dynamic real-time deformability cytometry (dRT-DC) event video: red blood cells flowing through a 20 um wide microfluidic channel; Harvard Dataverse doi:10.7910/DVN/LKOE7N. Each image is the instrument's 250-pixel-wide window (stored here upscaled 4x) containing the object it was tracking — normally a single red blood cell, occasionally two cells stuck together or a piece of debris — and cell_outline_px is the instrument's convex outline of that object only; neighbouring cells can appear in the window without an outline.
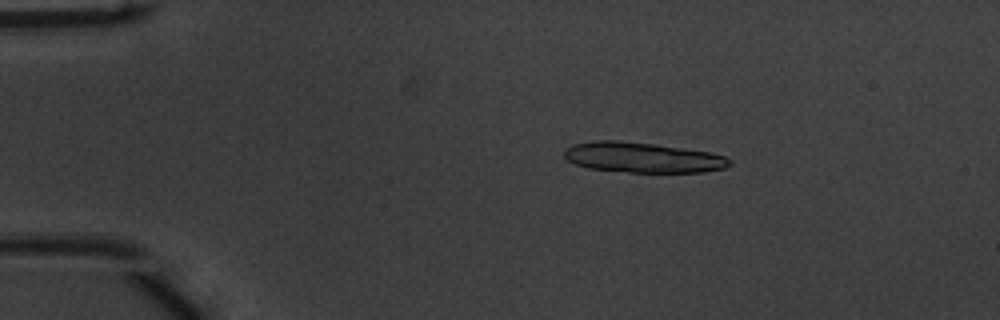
{"species": "common noctule bat (a hibernating species)", "species_latin": "Nyctalus noctula", "temperature_condition": "warm", "stored_images_in_passage": 51, "camera_frame_rate_fps": 3000, "um_per_image_px": 0.085, "animal": {"sex": "male", "body_mass_g": 20.1, "forearm_length_mm": 53.5}, "frame": {"image": 1, "passage_image": 8, "time_ms": 2.333, "image_size_px": [1000, 320], "cell_outline_px": [[732, 164], [724, 168], [704, 172], [628, 172], [588, 168], [576, 164], [568, 160], [564, 156], [564, 148], [572, 144], [592, 140], [620, 140], [656, 144], [712, 152], [724, 156], [732, 160]], "centroid_in_image_um": [54.62, 13.37], "position_along_channel_um": 30.4, "area_um2": 29.48}, "authors_computed_cell_mechanics": {"area_um2": 16.0684, "velocity_mm_per_s": 3.9003, "shape_relaxation_time_tau1_ms": 6.3013, "shape_relaxation_time_tau2_ms": null, "deformation_change_tau1": 0.1968, "deformation_change_tau2": null}}